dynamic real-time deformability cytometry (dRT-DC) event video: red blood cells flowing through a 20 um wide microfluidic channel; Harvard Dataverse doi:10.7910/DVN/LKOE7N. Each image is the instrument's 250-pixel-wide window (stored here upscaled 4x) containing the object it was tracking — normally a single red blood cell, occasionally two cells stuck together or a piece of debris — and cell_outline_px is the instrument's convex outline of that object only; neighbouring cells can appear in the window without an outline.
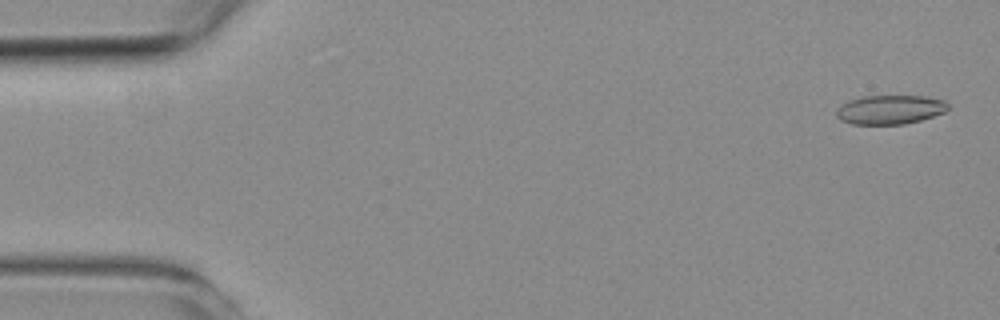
{"species": "common noctule bat (a hibernating species)", "species_latin": "Nyctalus noctula", "temperature_condition": "room temperature", "stored_images_in_passage": 17, "camera_frame_rate_fps": 3000, "um_per_image_px": 0.085, "animal": {"sex": "female", "body_mass_g": 19.3, "forearm_length_mm": 54.1}, "frame": {"image": 1, "passage_image": 2, "time_ms": 0.333, "image_size_px": [1000, 320], "cell_outline_px": [[948, 108], [944, 112], [920, 120], [904, 124], [852, 124], [840, 120], [836, 116], [836, 112], [840, 104], [848, 100], [860, 96], [924, 96], [944, 100], [948, 104]], "centroid_in_image_um": [75.61, 9.31], "position_along_channel_um": 9.4, "area_um2": 18.96}}